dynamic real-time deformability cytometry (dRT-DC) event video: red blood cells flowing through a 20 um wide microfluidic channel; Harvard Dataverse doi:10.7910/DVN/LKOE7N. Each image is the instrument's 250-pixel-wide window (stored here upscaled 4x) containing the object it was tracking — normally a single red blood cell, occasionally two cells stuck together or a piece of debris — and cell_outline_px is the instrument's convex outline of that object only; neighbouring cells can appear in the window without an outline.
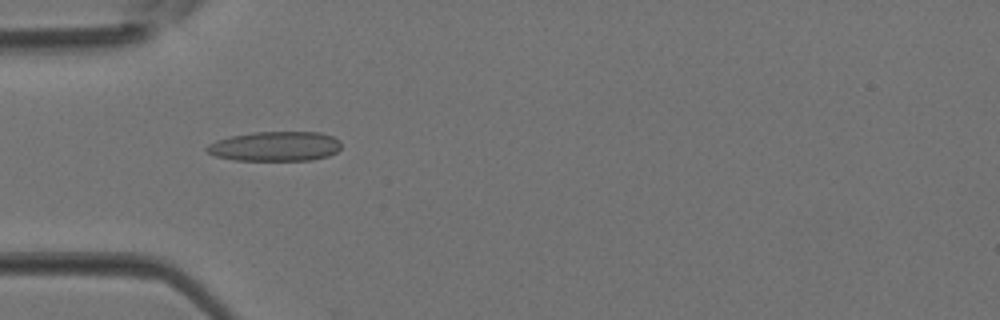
{"species": "Egyptian fruit bat (a non-hibernating species)", "species_latin": "Rousettus aegyptiacus", "temperature_condition": "room temperature", "stored_images_in_passage": 4, "camera_frame_rate_fps": 3000, "um_per_image_px": 0.085, "animal": {"sex": "female"}, "frame": {"image": 1, "passage_image": 4, "time_ms": 1.0, "image_size_px": [1000, 320], "cell_outline_px": [[340, 148], [336, 152], [328, 156], [312, 160], [236, 160], [216, 156], [208, 152], [204, 148], [208, 144], [216, 140], [232, 136], [252, 132], [320, 132], [332, 136], [340, 140]], "centroid_in_image_um": [23.4, 12.43], "position_along_channel_um": 61.6, "area_um2": 23.24}}